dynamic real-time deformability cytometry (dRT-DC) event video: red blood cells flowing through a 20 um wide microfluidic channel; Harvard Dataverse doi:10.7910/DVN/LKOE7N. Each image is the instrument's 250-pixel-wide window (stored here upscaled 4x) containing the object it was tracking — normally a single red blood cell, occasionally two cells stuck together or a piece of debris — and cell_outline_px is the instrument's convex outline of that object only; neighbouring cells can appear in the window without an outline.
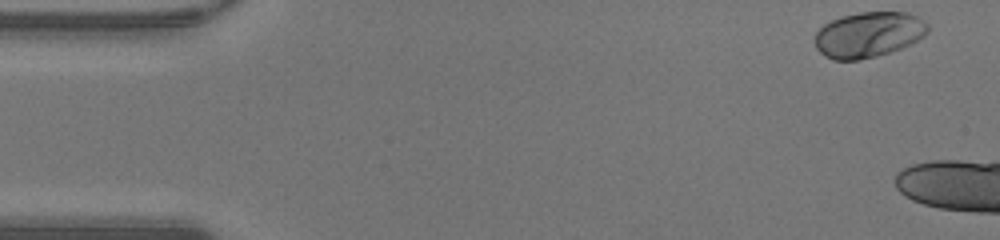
{"species": "human", "species_latin": "Homo sapiens", "temperature_condition": "warm", "stored_images_in_passage": 10, "camera_frame_rate_fps": 3000, "um_per_image_px": 0.085, "donor": {"sex": "male"}, "frame": {"image": 1, "passage_image": 1, "time_ms": 0.0, "image_size_px": [1000, 240], "cell_outline_px": [[928, 32], [924, 36], [900, 48], [876, 56], [860, 60], [832, 60], [824, 56], [816, 48], [812, 40], [816, 32], [824, 24], [832, 20], [844, 16], [860, 12], [904, 12], [916, 16], [924, 20], [928, 24]], "centroid_in_image_um": [73.78, 2.95], "position_along_channel_um": 11.2, "area_um2": 29.94}}